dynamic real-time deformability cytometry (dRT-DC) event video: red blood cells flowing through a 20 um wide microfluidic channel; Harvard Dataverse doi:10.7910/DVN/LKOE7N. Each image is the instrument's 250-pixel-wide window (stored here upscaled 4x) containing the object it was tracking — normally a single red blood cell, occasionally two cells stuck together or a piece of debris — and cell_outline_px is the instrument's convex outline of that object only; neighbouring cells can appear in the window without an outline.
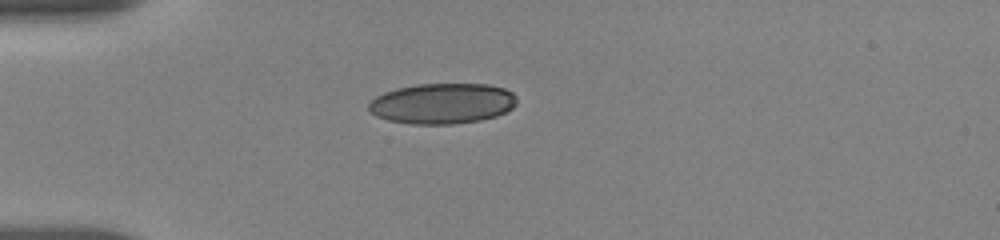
{"species": "human", "species_latin": "Homo sapiens", "temperature_condition": "room temperature", "stored_images_in_passage": 41, "camera_frame_rate_fps": 3000, "um_per_image_px": 0.085, "donor": {"sex": "female"}, "frame": {"image": 1, "passage_image": 1, "time_ms": 0.0, "image_size_px": [1000, 240], "cell_outline_px": [[516, 104], [512, 108], [496, 116], [480, 120], [452, 124], [412, 124], [388, 120], [376, 116], [368, 108], [368, 104], [376, 96], [384, 92], [396, 88], [416, 84], [488, 84], [504, 88], [512, 92], [516, 96]], "centroid_in_image_um": [37.6, 8.79], "position_along_channel_um": 47.4, "area_um2": 35.03}}
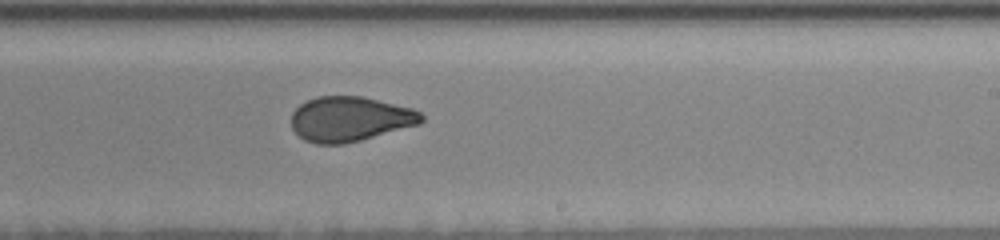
{"frame": {"image": 2, "passage_image": 20, "time_ms": 6.333, "image_size_px": [1000, 240], "cell_outline_px": [[424, 120], [420, 124], [360, 140], [344, 144], [316, 144], [304, 140], [292, 128], [292, 112], [300, 104], [316, 96], [360, 96], [412, 108], [420, 112], [424, 116]], "centroid_in_image_um": [29.74, 10.12], "position_along_channel_um": 259.3, "area_um2": 33.93}}
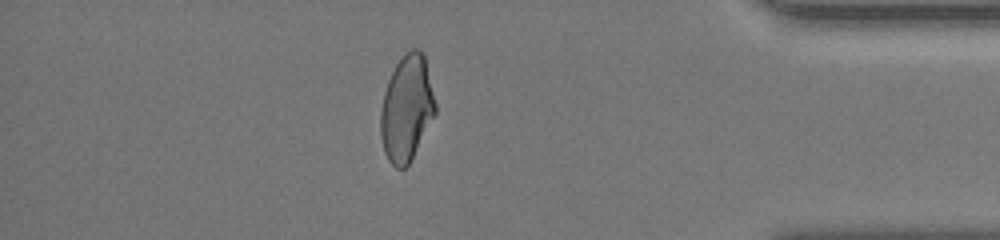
{"frame": {"image": 3, "passage_image": 34, "time_ms": 11.0, "image_size_px": [1000, 240], "cell_outline_px": [[436, 112], [408, 164], [404, 168], [396, 168], [388, 160], [384, 152], [380, 136], [380, 112], [384, 92], [388, 80], [396, 64], [412, 48], [420, 48], [424, 52], [436, 104]], "centroid_in_image_um": [34.56, 9.19], "position_along_channel_um": 400.6, "area_um2": 33.52}, "authors_computed_cell_mechanics": {"area_um2": 34.5066, "velocity_mm_per_s": 3.662, "shape_relaxation_time_tau1_ms": null, "shape_relaxation_time_tau2_ms": 1.194, "deformation_change_tau1": null, "deformation_change_tau2": 0.0703}}